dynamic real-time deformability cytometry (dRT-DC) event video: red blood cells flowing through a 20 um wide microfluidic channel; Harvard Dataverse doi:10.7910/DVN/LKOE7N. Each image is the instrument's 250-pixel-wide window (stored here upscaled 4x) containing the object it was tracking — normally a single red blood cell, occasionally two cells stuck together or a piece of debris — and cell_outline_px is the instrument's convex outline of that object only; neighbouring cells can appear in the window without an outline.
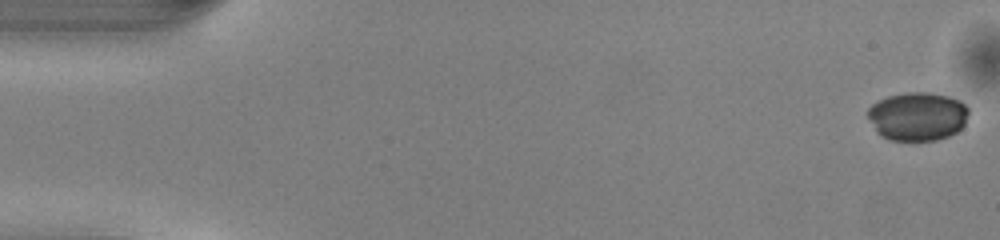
{"species": "common noctule bat (a hibernating species)", "species_latin": "Nyctalus noctula", "temperature_condition": "warm", "stored_images_in_passage": 50, "camera_frame_rate_fps": 3000, "um_per_image_px": 0.085, "animal": {"sex": "male", "body_mass_g": 13.0, "forearm_length_mm": 53.1}, "frame": {"image": 1, "passage_image": 1, "time_ms": 0.0, "image_size_px": [1000, 240], "cell_outline_px": [[968, 112], [964, 124], [956, 132], [948, 136], [936, 140], [888, 140], [880, 136], [876, 132], [868, 116], [868, 108], [872, 104], [888, 96], [908, 92], [928, 92], [948, 96], [960, 100], [968, 108]], "centroid_in_image_um": [77.98, 9.89], "position_along_channel_um": 7.0, "area_um2": 28.5}}
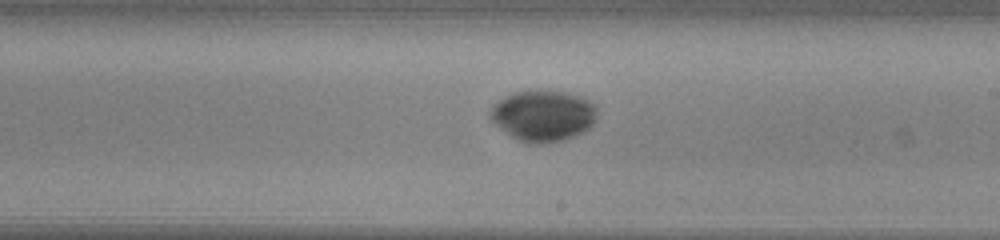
{"frame": {"image": 2, "passage_image": 29, "time_ms": 9.333, "image_size_px": [1000, 240], "cell_outline_px": [[596, 120], [584, 132], [564, 140], [540, 144], [524, 144], [516, 140], [500, 128], [488, 116], [488, 112], [492, 104], [504, 96], [512, 92], [568, 92], [580, 96], [596, 104]], "centroid_in_image_um": [46.14, 9.86], "position_along_channel_um": 242.9, "area_um2": 31.96}}
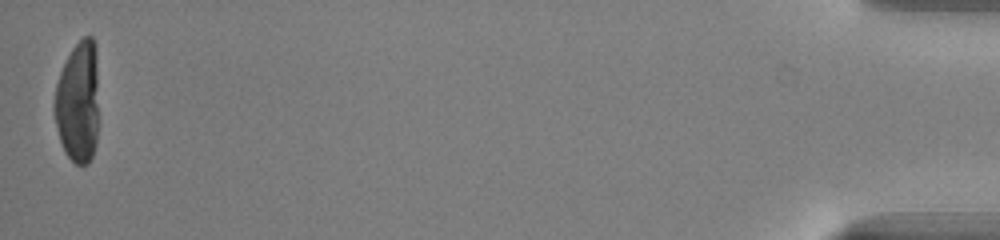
{"frame": {"image": 3, "passage_image": 50, "time_ms": 16.333, "image_size_px": [1000, 240], "cell_outline_px": [[96, 144], [92, 156], [88, 164], [76, 164], [64, 152], [60, 140], [52, 108], [52, 104], [56, 84], [60, 72], [72, 48], [84, 36], [92, 36], [96, 44]], "centroid_in_image_um": [6.59, 8.68], "position_along_channel_um": 428.6, "area_um2": 31.21}}